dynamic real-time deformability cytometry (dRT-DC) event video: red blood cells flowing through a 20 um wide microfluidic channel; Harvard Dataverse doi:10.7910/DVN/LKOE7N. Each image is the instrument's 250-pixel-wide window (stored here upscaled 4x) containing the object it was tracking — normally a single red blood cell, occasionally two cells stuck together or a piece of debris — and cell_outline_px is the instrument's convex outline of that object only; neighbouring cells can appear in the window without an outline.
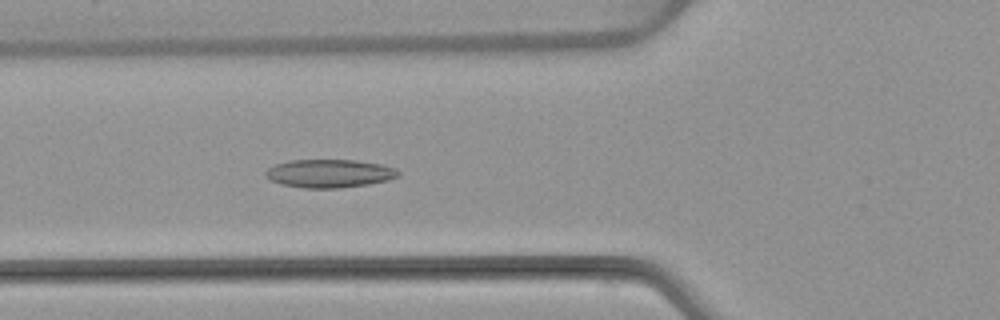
{"species": "common noctule bat (a hibernating species)", "species_latin": "Nyctalus noctula", "temperature_condition": "warm", "stored_images_in_passage": 54, "camera_frame_rate_fps": 3000, "um_per_image_px": 0.085, "animal": {"sex": "female", "body_mass_g": 22.7, "forearm_length_mm": 54.2}, "frame": {"image": 1, "passage_image": 20, "time_ms": 6.333, "image_size_px": [1000, 320], "cell_outline_px": [[400, 176], [388, 180], [368, 184], [340, 188], [304, 188], [284, 184], [272, 180], [264, 176], [264, 172], [268, 168], [276, 164], [288, 160], [356, 160], [380, 164], [396, 168], [400, 172]], "centroid_in_image_um": [28.02, 14.74], "position_along_channel_um": 97.8, "area_um2": 21.85}}
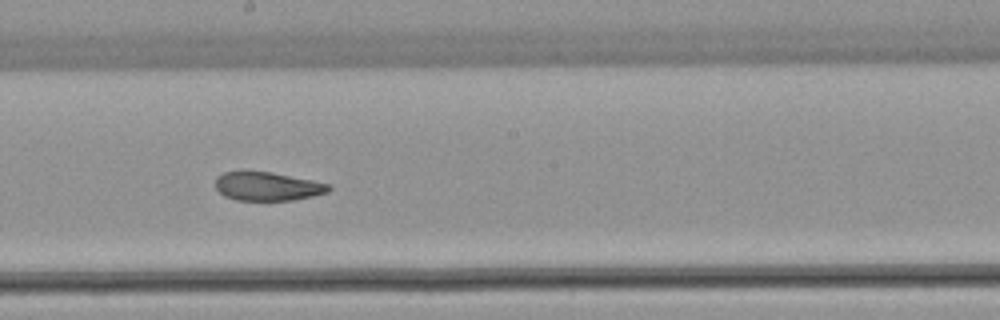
{"frame": {"image": 2, "passage_image": 30, "time_ms": 9.667, "image_size_px": [1000, 320], "cell_outline_px": [[332, 188], [328, 192], [312, 196], [292, 200], [236, 200], [224, 196], [216, 188], [216, 176], [224, 172], [272, 172], [312, 180], [328, 184]], "centroid_in_image_um": [22.73, 15.84], "position_along_channel_um": 225.5, "area_um2": 18.73}}
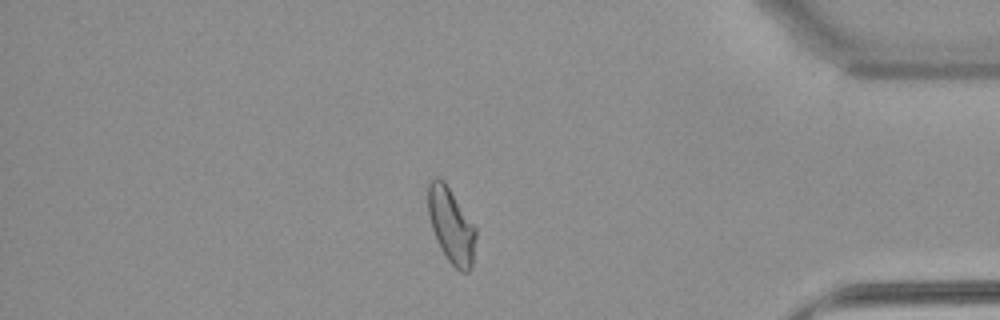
{"frame": {"image": 3, "passage_image": 46, "time_ms": 15.0, "image_size_px": [1000, 320], "cell_outline_px": [[476, 236], [472, 268], [468, 272], [460, 272], [448, 260], [436, 240], [428, 216], [428, 184], [432, 176], [440, 176], [444, 180], [476, 228]], "centroid_in_image_um": [38.34, 19.14], "position_along_channel_um": 396.9, "area_um2": 21.04}, "authors_computed_cell_mechanics": {"area_um2": 21.7328, "velocity_mm_per_s": 3.8258, "shape_relaxation_time_tau1_ms": null, "shape_relaxation_time_tau2_ms": 2.6855, "deformation_change_tau1": null, "deformation_change_tau2": 0.0845}}